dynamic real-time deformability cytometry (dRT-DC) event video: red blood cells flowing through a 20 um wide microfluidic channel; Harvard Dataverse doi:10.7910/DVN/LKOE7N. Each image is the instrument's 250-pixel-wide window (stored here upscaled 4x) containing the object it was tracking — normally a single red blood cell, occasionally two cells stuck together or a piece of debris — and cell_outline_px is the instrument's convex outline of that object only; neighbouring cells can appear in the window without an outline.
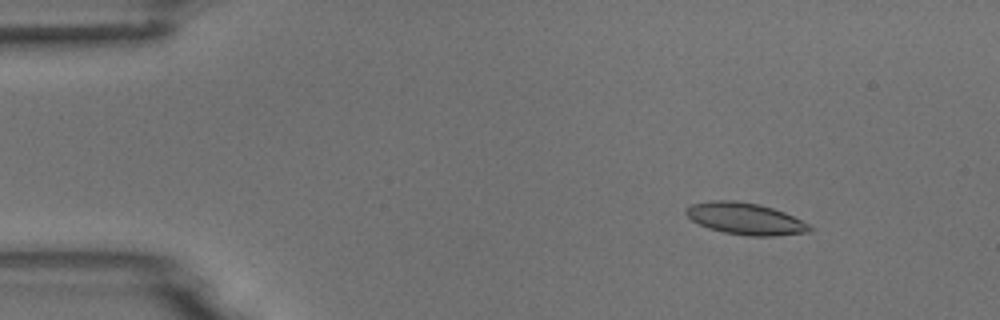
{"species": "common noctule bat (a hibernating species)", "species_latin": "Nyctalus noctula", "temperature_condition": "room temperature", "stored_images_in_passage": 3, "camera_frame_rate_fps": 3000, "um_per_image_px": 0.085, "animal": {"sex": "male", "body_mass_g": 18.8}, "frame": {"image": 1, "passage_image": 1, "time_ms": 0.0, "image_size_px": [1000, 320], "cell_outline_px": [[812, 232], [776, 236], [748, 236], [724, 232], [708, 228], [692, 220], [684, 212], [692, 204], [712, 200], [736, 200], [760, 204], [784, 212], [808, 224], [812, 228]], "centroid_in_image_um": [63.37, 18.59], "position_along_channel_um": 21.6, "area_um2": 22.83}}
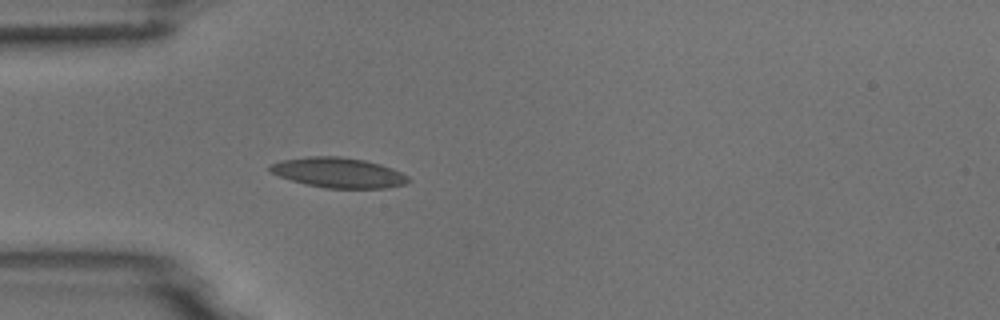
{"frame": {"image": 2, "passage_image": 3, "time_ms": 0.667, "image_size_px": [1000, 320], "cell_outline_px": [[412, 180], [404, 184], [388, 188], [324, 188], [292, 180], [268, 172], [268, 164], [284, 160], [308, 156], [340, 156], [364, 160], [380, 164], [392, 168], [408, 176]], "centroid_in_image_um": [28.76, 14.67], "position_along_channel_um": 56.2, "area_um2": 24.28}}